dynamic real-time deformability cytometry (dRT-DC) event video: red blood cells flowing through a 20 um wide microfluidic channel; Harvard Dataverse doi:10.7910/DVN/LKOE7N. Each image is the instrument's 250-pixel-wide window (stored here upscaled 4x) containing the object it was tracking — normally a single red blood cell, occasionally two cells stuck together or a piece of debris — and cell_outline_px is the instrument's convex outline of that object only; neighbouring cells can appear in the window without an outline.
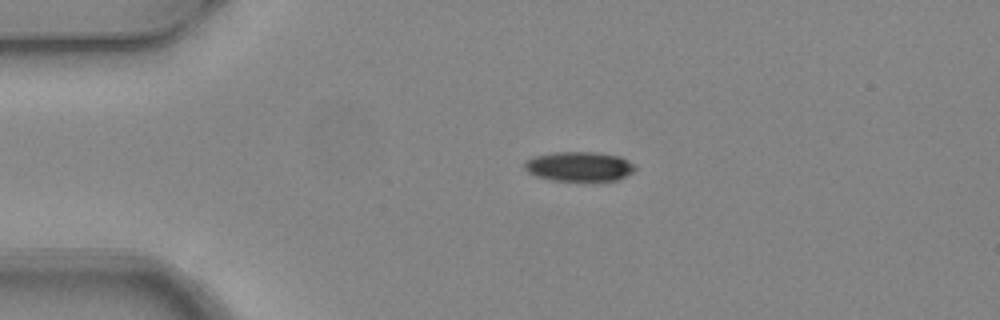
{"species": "common noctule bat (a hibernating species)", "species_latin": "Nyctalus noctula", "temperature_condition": "warm", "stored_images_in_passage": 4, "camera_frame_rate_fps": 3000, "um_per_image_px": 0.085, "animal": {"sex": "female", "body_mass_g": 24.6, "forearm_length_mm": 56.2}, "frame": {"image": 1, "passage_image": 3, "time_ms": 0.667, "image_size_px": [1000, 320], "cell_outline_px": [[636, 168], [632, 172], [620, 180], [592, 184], [584, 184], [552, 180], [532, 176], [524, 168], [524, 160], [536, 156], [556, 152], [596, 152], [620, 156], [636, 164]], "centroid_in_image_um": [49.27, 14.21], "position_along_channel_um": 35.7, "area_um2": 20.29}}